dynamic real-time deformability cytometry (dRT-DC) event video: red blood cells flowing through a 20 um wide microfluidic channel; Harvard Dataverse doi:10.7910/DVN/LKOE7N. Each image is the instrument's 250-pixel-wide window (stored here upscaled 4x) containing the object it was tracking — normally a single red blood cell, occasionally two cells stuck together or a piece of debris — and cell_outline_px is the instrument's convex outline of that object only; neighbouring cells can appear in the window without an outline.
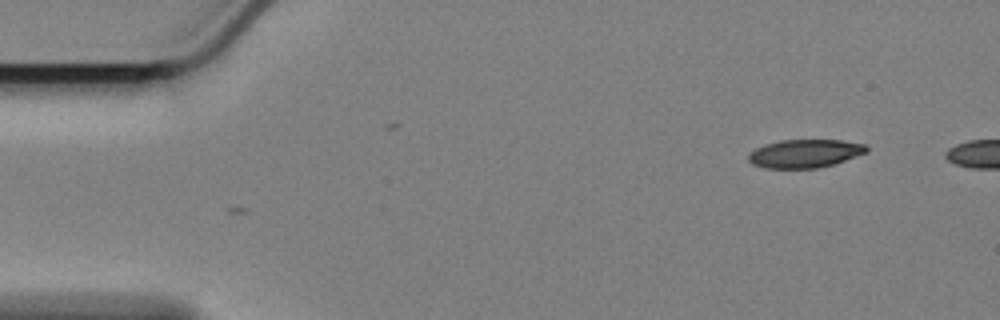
{"species": "Egyptian fruit bat (a non-hibernating species)", "species_latin": "Rousettus aegyptiacus", "temperature_condition": "cold", "stored_images_in_passage": 4, "camera_frame_rate_fps": 3000, "um_per_image_px": 0.085, "animal": {"sex": "female"}, "frame": {"image": 1, "passage_image": 1, "time_ms": 0.0, "image_size_px": [1000, 320], "cell_outline_px": [[868, 152], [832, 164], [816, 168], [764, 168], [752, 164], [748, 160], [748, 156], [756, 148], [780, 140], [840, 140], [864, 144], [868, 148]], "centroid_in_image_um": [68.41, 13.05], "position_along_channel_um": 16.6, "area_um2": 19.19}}